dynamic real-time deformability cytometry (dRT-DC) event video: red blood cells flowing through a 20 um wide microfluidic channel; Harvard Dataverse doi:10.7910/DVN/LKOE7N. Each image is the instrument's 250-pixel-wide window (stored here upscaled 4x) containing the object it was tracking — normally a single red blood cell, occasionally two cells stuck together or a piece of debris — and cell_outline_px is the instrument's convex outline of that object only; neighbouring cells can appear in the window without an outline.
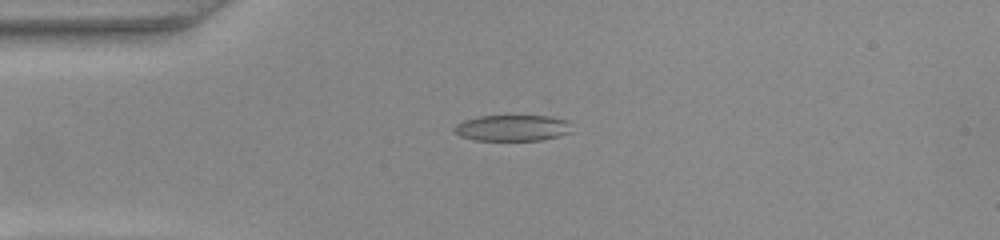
{"species": "common noctule bat (a hibernating species)", "species_latin": "Nyctalus noctula", "temperature_condition": "warm", "stored_images_in_passage": 43, "camera_frame_rate_fps": 3000, "um_per_image_px": 0.085, "animal": {"sex": "female", "body_mass_g": 22.0, "forearm_length_mm": 56.7}, "frame": {"image": 1, "passage_image": 5, "time_ms": 1.333, "image_size_px": [1000, 240], "cell_outline_px": [[572, 132], [540, 140], [476, 140], [460, 136], [452, 128], [456, 124], [464, 120], [480, 116], [548, 116], [568, 120]], "centroid_in_image_um": [43.54, 10.87], "position_along_channel_um": 41.5, "area_um2": 17.74}}
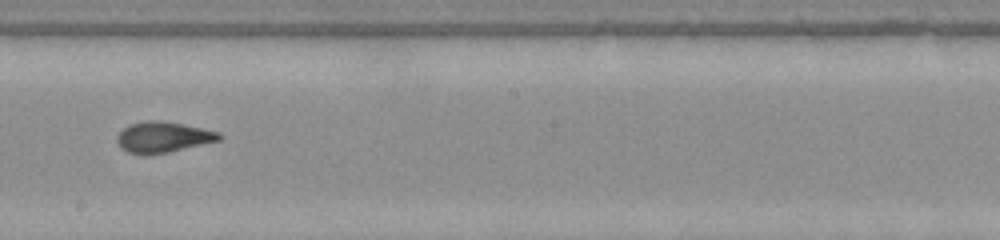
{"frame": {"image": 2, "passage_image": 21, "time_ms": 6.667, "image_size_px": [1000, 240], "cell_outline_px": [[224, 136], [220, 140], [168, 152], [148, 156], [140, 156], [128, 152], [120, 148], [116, 140], [116, 136], [124, 128], [132, 124], [148, 120], [160, 120], [220, 132]], "centroid_in_image_um": [13.82, 11.68], "position_along_channel_um": 234.4, "area_um2": 18.38}}
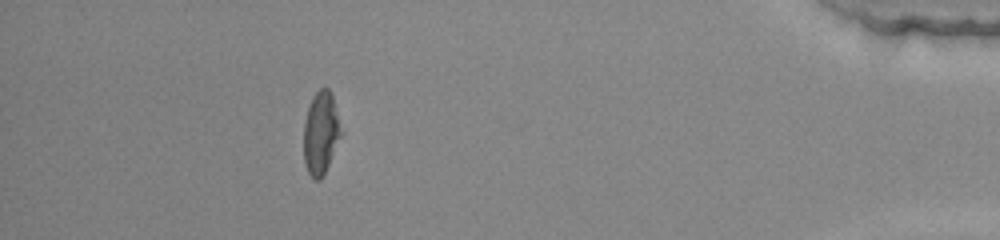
{"frame": {"image": 3, "passage_image": 38, "time_ms": 12.333, "image_size_px": [1000, 240], "cell_outline_px": [[340, 136], [328, 164], [320, 180], [316, 180], [308, 172], [304, 160], [304, 120], [312, 96], [320, 88], [328, 88], [332, 96], [340, 132]], "centroid_in_image_um": [27.22, 11.29], "position_along_channel_um": 408.0, "area_um2": 17.22}, "authors_computed_cell_mechanics": {"area_um2": 18.2648, "velocity_mm_per_s": 4.0575, "shape_relaxation_time_tau1_ms": null, "shape_relaxation_time_tau2_ms": 1.4918, "deformation_change_tau1": null, "deformation_change_tau2": 0.0943}}